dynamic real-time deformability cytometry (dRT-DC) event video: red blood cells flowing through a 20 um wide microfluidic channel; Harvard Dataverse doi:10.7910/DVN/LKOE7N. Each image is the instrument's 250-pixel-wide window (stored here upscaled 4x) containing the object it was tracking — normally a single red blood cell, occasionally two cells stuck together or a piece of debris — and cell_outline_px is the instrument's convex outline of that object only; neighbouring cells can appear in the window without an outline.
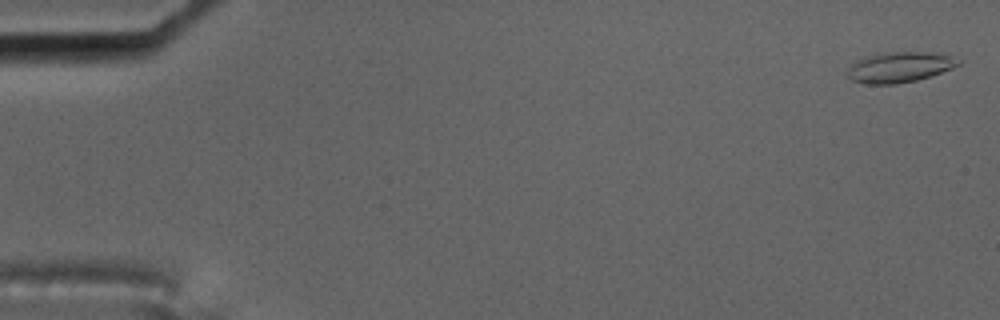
{"species": "common noctule bat (a hibernating species)", "species_latin": "Nyctalus noctula", "temperature_condition": "cold", "stored_images_in_passage": 10, "camera_frame_rate_fps": 3000, "um_per_image_px": 0.085, "animal": {"sex": "male", "body_mass_g": 17.5, "forearm_length_mm": 52.3}, "frame": {"image": 1, "passage_image": 2, "time_ms": 0.333, "image_size_px": [1000, 320], "cell_outline_px": [[960, 64], [952, 68], [916, 80], [896, 84], [868, 84], [852, 80], [844, 72], [856, 60], [864, 56], [876, 52], [940, 52], [952, 56], [960, 60]], "centroid_in_image_um": [76.42, 5.68], "position_along_channel_um": 8.6, "area_um2": 19.94}}